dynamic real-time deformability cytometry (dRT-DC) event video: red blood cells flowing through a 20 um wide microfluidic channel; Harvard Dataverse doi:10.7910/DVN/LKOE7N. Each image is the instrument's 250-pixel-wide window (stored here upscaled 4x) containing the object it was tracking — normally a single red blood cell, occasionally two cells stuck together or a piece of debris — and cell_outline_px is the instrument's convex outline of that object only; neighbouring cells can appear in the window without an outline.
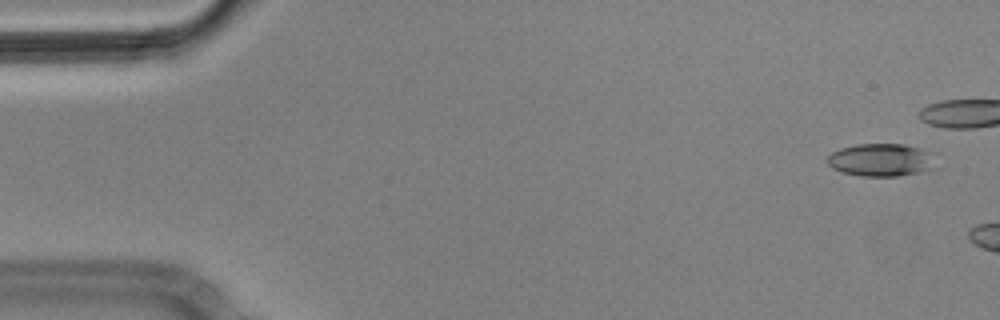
{"species": "Egyptian fruit bat (a non-hibernating species)", "species_latin": "Rousettus aegyptiacus", "temperature_condition": "cold", "stored_images_in_passage": 3, "camera_frame_rate_fps": 3000, "um_per_image_px": 0.085, "animal": {"sex": "male"}, "frame": {"image": 1, "passage_image": 1, "time_ms": 0.0, "image_size_px": [1000, 320], "cell_outline_px": [[940, 168], [920, 172], [896, 176], [864, 176], [844, 172], [832, 168], [828, 164], [828, 156], [832, 152], [840, 148], [856, 144], [904, 144], [936, 152]], "centroid_in_image_um": [75.05, 13.59], "position_along_channel_um": 10.0, "area_um2": 21.33}}